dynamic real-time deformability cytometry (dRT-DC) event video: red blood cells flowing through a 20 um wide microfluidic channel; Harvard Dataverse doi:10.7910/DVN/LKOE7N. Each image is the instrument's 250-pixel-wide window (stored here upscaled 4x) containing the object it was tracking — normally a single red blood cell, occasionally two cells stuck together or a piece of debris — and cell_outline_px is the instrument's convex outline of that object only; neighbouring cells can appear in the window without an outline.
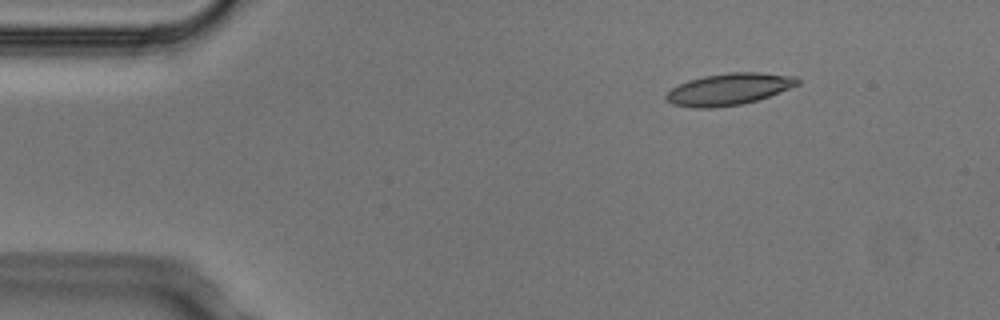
{"species": "Egyptian fruit bat (a non-hibernating species)", "species_latin": "Rousettus aegyptiacus", "temperature_condition": "cold", "stored_images_in_passage": 3, "camera_frame_rate_fps": 3000, "um_per_image_px": 0.085, "animal": {"sex": "male"}, "frame": {"image": 1, "passage_image": 1, "time_ms": 0.0, "image_size_px": [1000, 320], "cell_outline_px": [[800, 84], [768, 96], [756, 100], [740, 104], [716, 108], [688, 108], [672, 104], [664, 96], [672, 88], [688, 80], [704, 76], [728, 72], [756, 72], [796, 76], [800, 80]], "centroid_in_image_um": [61.94, 7.58], "position_along_channel_um": 23.1, "area_um2": 24.28}}